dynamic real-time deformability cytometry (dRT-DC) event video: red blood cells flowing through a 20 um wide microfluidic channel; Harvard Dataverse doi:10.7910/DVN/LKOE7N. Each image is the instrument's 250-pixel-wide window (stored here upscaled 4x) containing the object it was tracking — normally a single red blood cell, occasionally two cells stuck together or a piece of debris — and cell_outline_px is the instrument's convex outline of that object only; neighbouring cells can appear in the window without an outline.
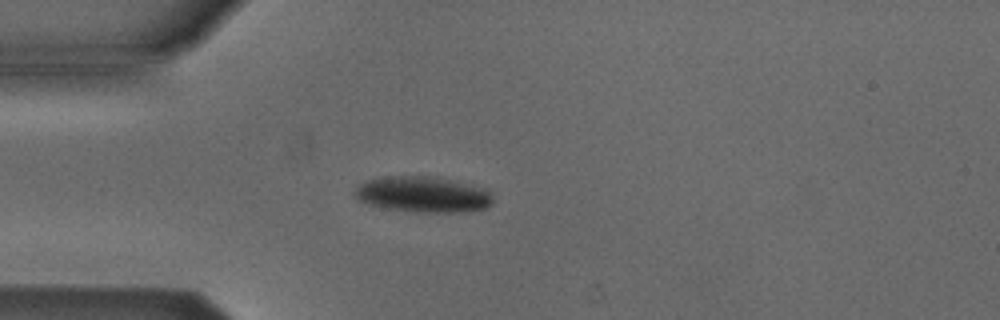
{"species": "Egyptian fruit bat (a non-hibernating species)", "species_latin": "Rousettus aegyptiacus", "temperature_condition": "cold", "stored_images_in_passage": 43, "camera_frame_rate_fps": 3000, "um_per_image_px": 0.085, "animal": {"sex": "male"}, "frame": {"image": 1, "passage_image": 12, "time_ms": 3.667, "image_size_px": [1000, 320], "cell_outline_px": [[492, 204], [484, 208], [468, 212], [416, 212], [384, 208], [368, 204], [356, 200], [352, 196], [352, 192], [360, 184], [368, 180], [392, 176], [436, 176], [488, 188], [492, 196]], "centroid_in_image_um": [35.96, 16.53], "position_along_channel_um": 49.0, "area_um2": 29.3}}
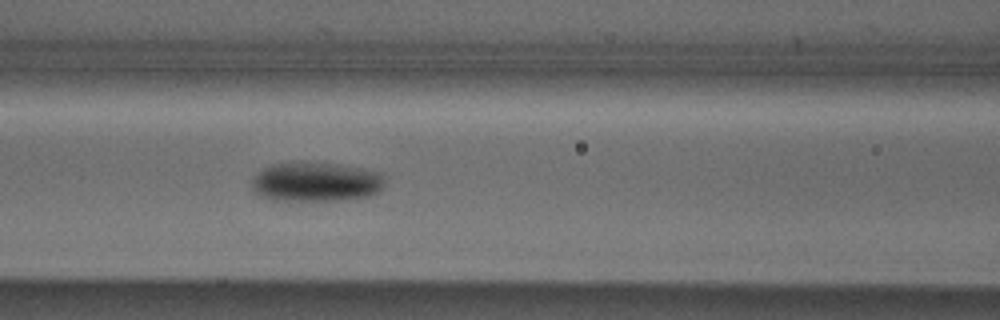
{"frame": {"image": 2, "passage_image": 20, "time_ms": 6.333, "image_size_px": [1000, 320], "cell_outline_px": [[384, 176], [380, 188], [376, 192], [368, 196], [344, 200], [272, 200], [256, 192], [252, 188], [252, 180], [264, 168], [272, 164], [336, 164], [360, 168], [380, 172]], "centroid_in_image_um": [26.87, 15.48], "position_along_channel_um": 139.7, "area_um2": 29.59}}
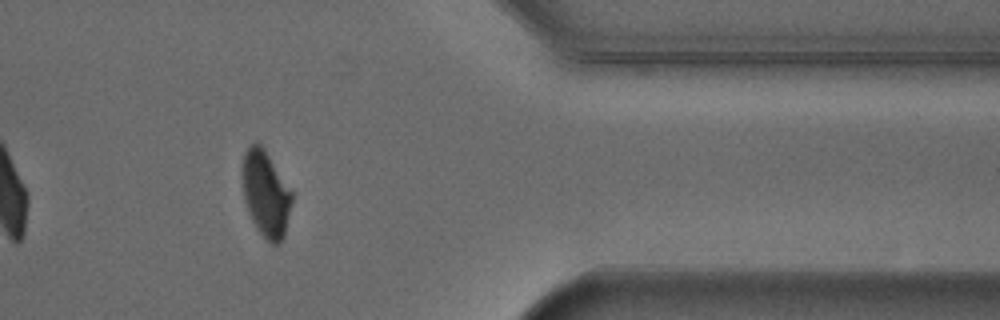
{"frame": {"image": 3, "passage_image": 41, "time_ms": 13.333, "image_size_px": [1000, 320], "cell_outline_px": [[292, 200], [284, 236], [280, 244], [272, 244], [256, 228], [248, 212], [244, 200], [244, 152], [252, 144], [260, 144], [292, 192]], "centroid_in_image_um": [22.61, 16.54], "position_along_channel_um": 388.8, "area_um2": 23.87}, "authors_computed_cell_mechanics": {"area_um2": 28.1486, "velocity_mm_per_s": 3.8682, "shape_relaxation_time_tau1_ms": 3.8587, "shape_relaxation_time_tau2_ms": 3.0429, "deformation_change_tau1": 0.1178, "deformation_change_tau2": 0.0538}}